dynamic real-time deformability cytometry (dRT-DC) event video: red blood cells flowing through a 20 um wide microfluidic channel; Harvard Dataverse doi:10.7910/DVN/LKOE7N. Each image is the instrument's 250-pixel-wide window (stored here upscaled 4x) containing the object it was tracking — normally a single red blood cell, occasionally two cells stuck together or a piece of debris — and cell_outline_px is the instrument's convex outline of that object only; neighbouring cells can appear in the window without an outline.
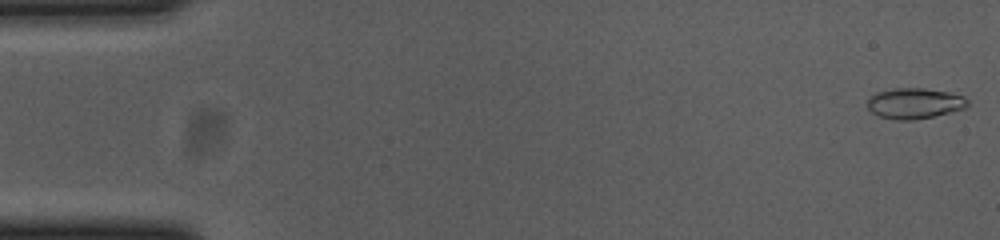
{"species": "common noctule bat (a hibernating species)", "species_latin": "Nyctalus noctula", "temperature_condition": "cold", "stored_images_in_passage": 55, "camera_frame_rate_fps": 3000, "um_per_image_px": 0.085, "animal": {"sex": "female", "body_mass_g": 23.0, "forearm_length_mm": 53.4}, "frame": {"image": 1, "passage_image": 1, "time_ms": 0.0, "image_size_px": [1000, 240], "cell_outline_px": [[968, 104], [964, 108], [932, 116], [912, 120], [900, 120], [880, 116], [872, 112], [868, 108], [868, 100], [876, 92], [892, 88], [924, 88], [948, 92], [964, 96], [968, 100]], "centroid_in_image_um": [77.73, 8.77], "position_along_channel_um": 7.3, "area_um2": 17.63}}
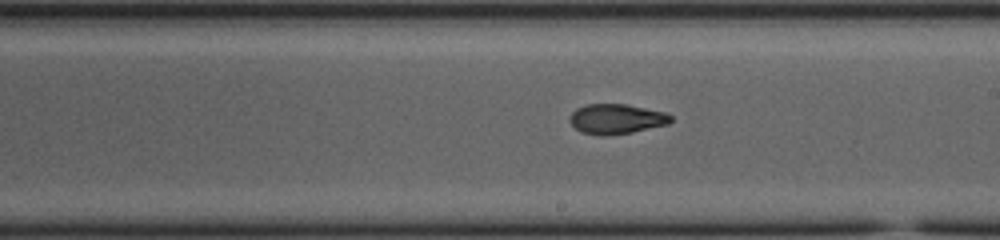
{"frame": {"image": 2, "passage_image": 31, "time_ms": 10.0, "image_size_px": [1000, 240], "cell_outline_px": [[672, 120], [668, 124], [632, 132], [604, 136], [600, 136], [580, 132], [568, 120], [568, 116], [576, 108], [588, 104], [628, 104], [668, 112], [672, 116]], "centroid_in_image_um": [52.39, 10.1], "position_along_channel_um": 236.6, "area_um2": 17.92}}
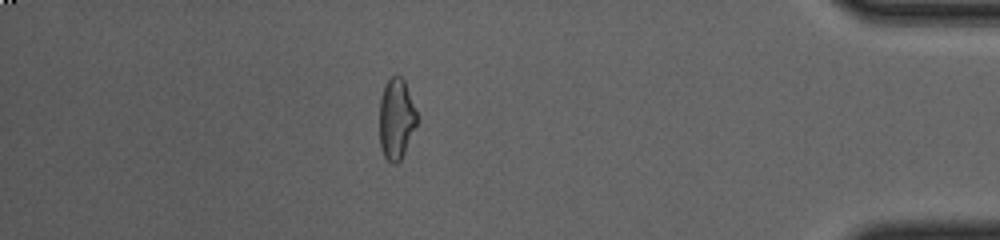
{"frame": {"image": 3, "passage_image": 48, "time_ms": 15.667, "image_size_px": [1000, 240], "cell_outline_px": [[416, 124], [404, 152], [400, 160], [396, 164], [392, 164], [384, 156], [380, 144], [380, 96], [384, 84], [396, 72], [404, 80], [416, 112]], "centroid_in_image_um": [33.65, 10.07], "position_along_channel_um": 401.5, "area_um2": 17.4}, "authors_computed_cell_mechanics": {"area_um2": 17.8602, "velocity_mm_per_s": 3.6998, "shape_relaxation_time_tau1_ms": null, "shape_relaxation_time_tau2_ms": 2.5335, "deformation_change_tau1": null, "deformation_change_tau2": 0.0896}}